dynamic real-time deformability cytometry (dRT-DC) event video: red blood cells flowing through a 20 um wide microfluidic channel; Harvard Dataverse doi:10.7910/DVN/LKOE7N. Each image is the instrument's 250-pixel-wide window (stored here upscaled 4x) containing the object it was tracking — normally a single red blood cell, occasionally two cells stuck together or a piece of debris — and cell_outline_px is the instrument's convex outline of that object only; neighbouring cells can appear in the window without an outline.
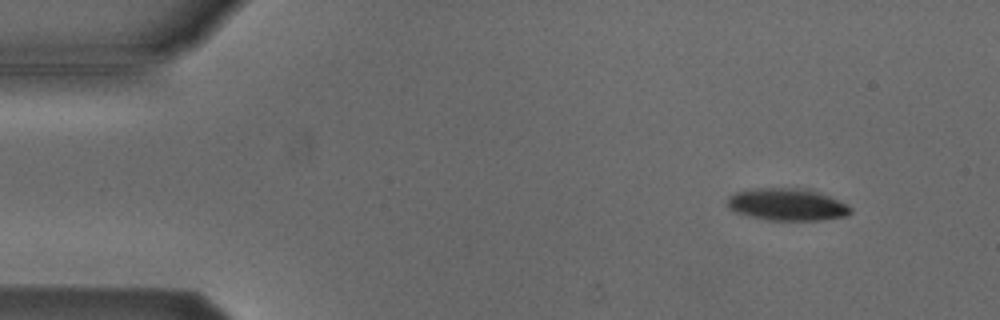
{"species": "Egyptian fruit bat (a non-hibernating species)", "species_latin": "Rousettus aegyptiacus", "temperature_condition": "cold", "stored_images_in_passage": 49, "camera_frame_rate_fps": 3000, "um_per_image_px": 0.085, "animal": {"sex": "male"}, "frame": {"image": 1, "passage_image": 1, "time_ms": 0.0, "image_size_px": [1000, 320], "cell_outline_px": [[852, 212], [848, 216], [820, 220], [768, 220], [748, 216], [736, 212], [728, 208], [728, 196], [736, 192], [752, 188], [796, 188], [816, 192], [828, 196], [848, 204], [852, 208]], "centroid_in_image_um": [66.9, 17.39], "position_along_channel_um": 18.1, "area_um2": 23.06}}
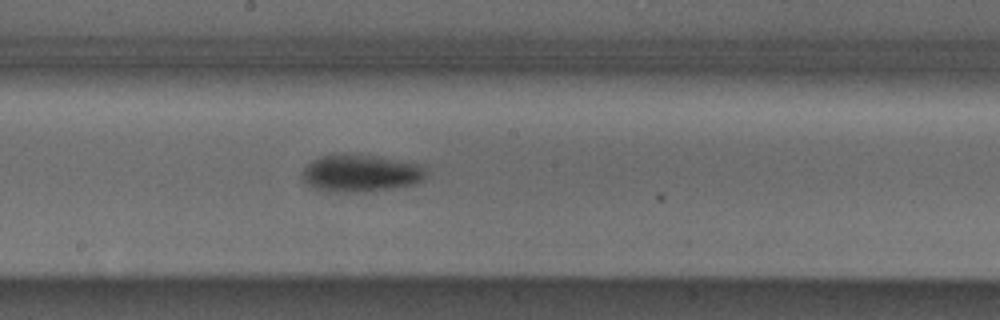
{"frame": {"image": 2, "passage_image": 24, "time_ms": 7.667, "image_size_px": [1000, 320], "cell_outline_px": [[428, 176], [416, 184], [392, 188], [364, 192], [328, 192], [312, 188], [300, 180], [300, 172], [312, 160], [320, 156], [344, 152], [372, 156], [424, 164]], "centroid_in_image_um": [30.61, 14.72], "position_along_channel_um": 217.6, "area_um2": 27.74}}
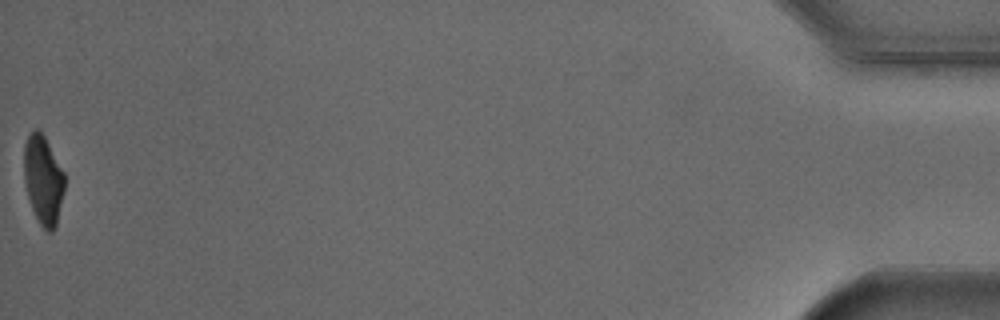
{"frame": {"image": 3, "passage_image": 49, "time_ms": 16.0, "image_size_px": [1000, 320], "cell_outline_px": [[64, 192], [56, 228], [52, 232], [48, 232], [40, 224], [32, 208], [28, 196], [24, 180], [24, 144], [28, 136], [36, 128], [44, 136], [64, 172]], "centroid_in_image_um": [3.68, 15.32], "position_along_channel_um": 431.5, "area_um2": 20.87}, "authors_computed_cell_mechanics": {"area_um2": 24.7962, "velocity_mm_per_s": 3.8274, "shape_relaxation_time_tau1_ms": 2.5944, "shape_relaxation_time_tau2_ms": null, "deformation_change_tau1": 0.1074, "deformation_change_tau2": null}}